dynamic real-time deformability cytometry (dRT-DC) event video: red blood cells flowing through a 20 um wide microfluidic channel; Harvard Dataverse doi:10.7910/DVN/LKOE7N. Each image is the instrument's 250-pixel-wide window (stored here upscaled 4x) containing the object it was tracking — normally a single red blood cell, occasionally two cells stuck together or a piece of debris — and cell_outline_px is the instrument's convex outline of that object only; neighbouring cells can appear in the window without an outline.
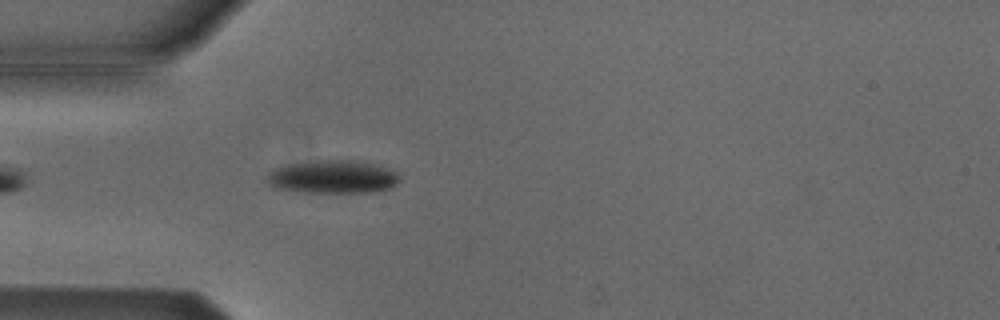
{"species": "Egyptian fruit bat (a non-hibernating species)", "species_latin": "Rousettus aegyptiacus", "temperature_condition": "cold", "stored_images_in_passage": 1, "camera_frame_rate_fps": 3000, "um_per_image_px": 0.085, "animal": {"sex": "male"}, "frame": {"image": 1, "passage_image": 1, "time_ms": 0.0, "image_size_px": [1000, 320], "cell_outline_px": [[400, 180], [396, 184], [388, 188], [372, 192], [308, 192], [272, 188], [268, 180], [268, 172], [276, 168], [288, 164], [316, 160], [352, 160], [376, 164], [396, 172]], "centroid_in_image_um": [28.27, 15.03], "position_along_channel_um": 56.7, "area_um2": 25.43}}